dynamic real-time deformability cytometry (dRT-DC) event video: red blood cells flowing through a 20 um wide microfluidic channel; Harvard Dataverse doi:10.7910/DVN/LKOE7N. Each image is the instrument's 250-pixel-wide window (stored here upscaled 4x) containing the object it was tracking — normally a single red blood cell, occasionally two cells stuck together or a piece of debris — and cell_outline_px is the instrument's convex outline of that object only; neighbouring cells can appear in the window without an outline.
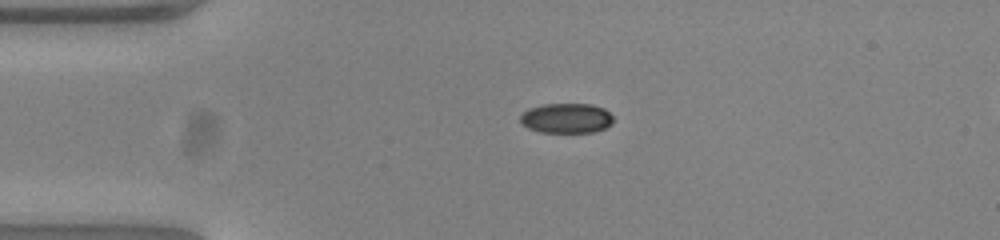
{"species": "common noctule bat (a hibernating species)", "species_latin": "Nyctalus noctula", "temperature_condition": "warm", "stored_images_in_passage": 43, "camera_frame_rate_fps": 3000, "um_per_image_px": 0.085, "animal": {"sex": "female", "body_mass_g": 23.0, "forearm_length_mm": 53.4}, "frame": {"image": 1, "passage_image": 1, "time_ms": 0.0, "image_size_px": [1000, 240], "cell_outline_px": [[612, 124], [604, 128], [592, 132], [540, 132], [528, 128], [520, 120], [520, 116], [528, 108], [544, 104], [592, 104], [604, 108], [612, 116]], "centroid_in_image_um": [48.15, 10.04], "position_along_channel_um": 36.9, "area_um2": 16.13}}
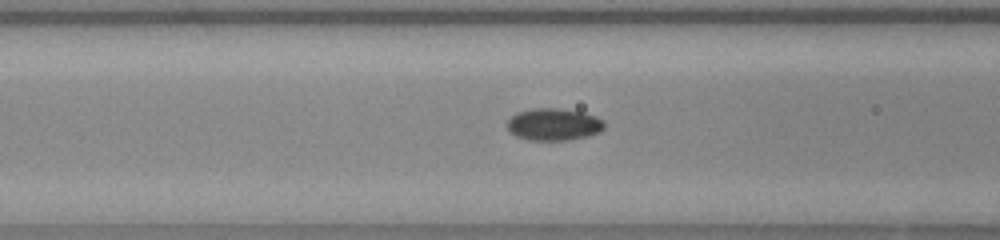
{"frame": {"image": 2, "passage_image": 10, "time_ms": 3.0, "image_size_px": [1000, 240], "cell_outline_px": [[604, 128], [600, 132], [588, 136], [568, 140], [528, 140], [516, 136], [508, 128], [508, 120], [516, 112], [532, 108], [560, 108], [580, 112], [596, 116], [604, 120]], "centroid_in_image_um": [47.08, 10.57], "position_along_channel_um": 119.5, "area_um2": 18.21}}